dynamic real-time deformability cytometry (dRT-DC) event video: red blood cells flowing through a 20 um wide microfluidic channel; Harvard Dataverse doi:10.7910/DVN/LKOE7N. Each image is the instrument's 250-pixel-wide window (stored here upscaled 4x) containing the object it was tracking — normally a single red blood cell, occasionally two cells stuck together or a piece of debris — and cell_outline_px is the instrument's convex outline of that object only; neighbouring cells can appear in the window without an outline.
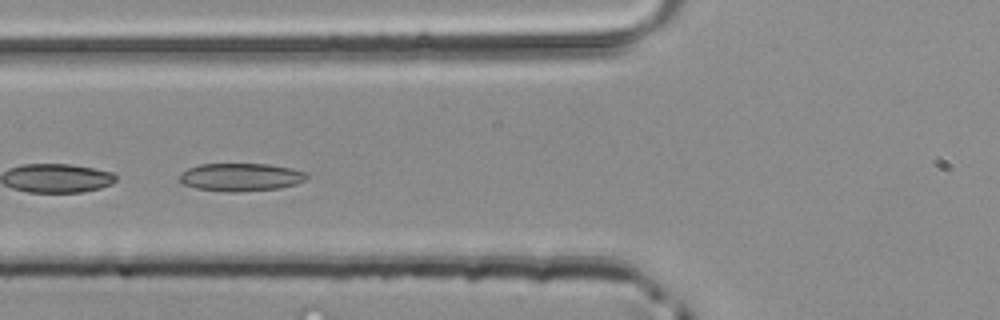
{"species": "common noctule bat (a hibernating species)", "species_latin": "Nyctalus noctula", "temperature_condition": "room temperature", "stored_images_in_passage": 25, "camera_frame_rate_fps": 3000, "um_per_image_px": 0.085, "animal": {"sex": "male", "body_mass_g": 20.4}, "frame": {"image": 1, "passage_image": 16, "time_ms": 5.0, "image_size_px": [1000, 320], "cell_outline_px": [[308, 176], [304, 180], [296, 184], [280, 188], [240, 192], [228, 192], [196, 188], [184, 184], [180, 180], [180, 172], [188, 168], [200, 164], [268, 164], [292, 168], [308, 172]], "centroid_in_image_um": [20.49, 15.05], "position_along_channel_um": 105.3, "area_um2": 20.81}}
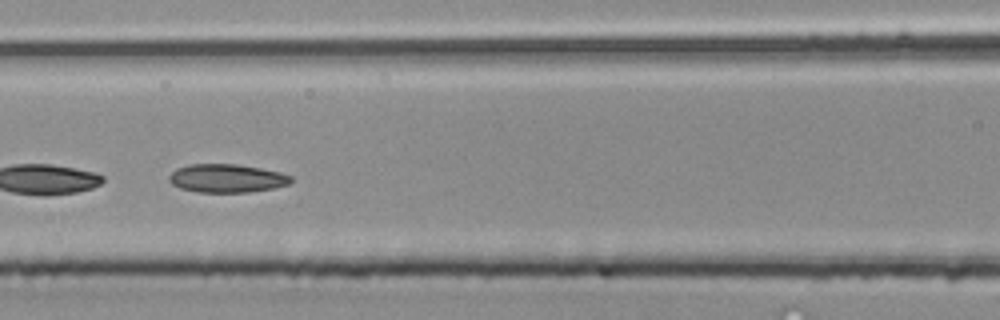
{"frame": {"image": 2, "passage_image": 19, "time_ms": 6.0, "image_size_px": [1000, 320], "cell_outline_px": [[292, 180], [288, 184], [272, 188], [248, 192], [196, 192], [180, 188], [172, 184], [168, 180], [168, 176], [176, 168], [188, 164], [236, 164], [260, 168], [280, 172], [292, 176]], "centroid_in_image_um": [19.24, 15.15], "position_along_channel_um": 147.4, "area_um2": 20.17}}
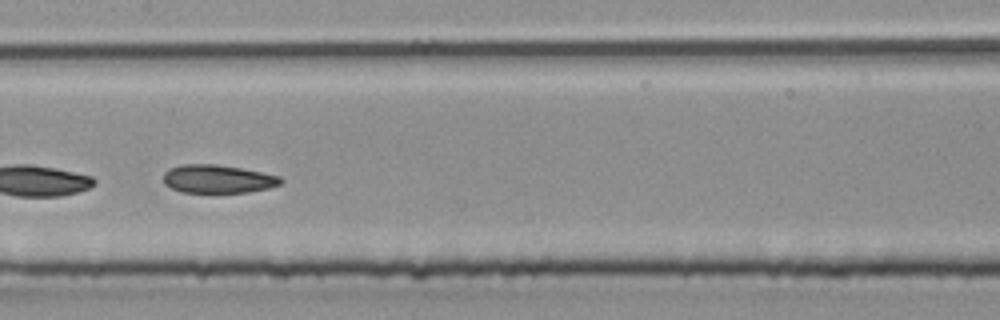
{"frame": {"image": 3, "passage_image": 22, "time_ms": 7.0, "image_size_px": [1000, 320], "cell_outline_px": [[284, 180], [280, 184], [268, 188], [248, 192], [180, 192], [164, 184], [164, 172], [168, 168], [180, 164], [216, 164], [240, 168], [280, 176]], "centroid_in_image_um": [18.48, 15.2], "position_along_channel_um": 188.9, "area_um2": 19.31}}